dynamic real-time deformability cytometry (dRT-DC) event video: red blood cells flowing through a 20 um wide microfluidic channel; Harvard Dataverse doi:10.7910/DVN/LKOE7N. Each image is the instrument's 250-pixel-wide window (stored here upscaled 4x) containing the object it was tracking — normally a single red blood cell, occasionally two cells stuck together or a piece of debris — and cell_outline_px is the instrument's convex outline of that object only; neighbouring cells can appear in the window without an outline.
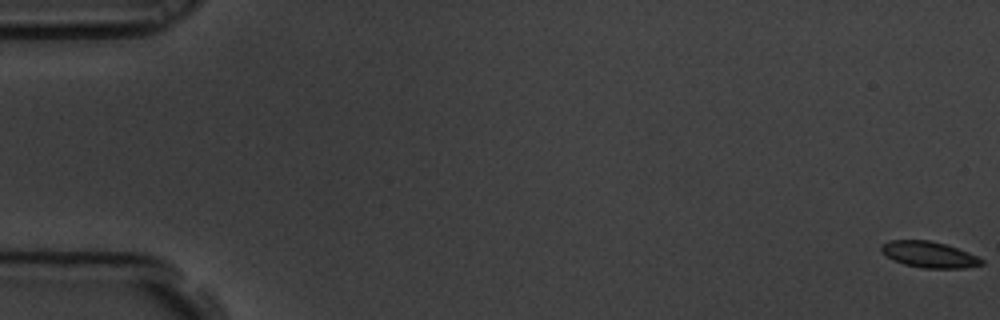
{"species": "common noctule bat (a hibernating species)", "species_latin": "Nyctalus noctula", "temperature_condition": "room temperature", "stored_images_in_passage": 62, "camera_frame_rate_fps": 3000, "um_per_image_px": 0.085, "animal": {"sex": "male", "body_mass_g": 19.5, "forearm_length_mm": 54.6}, "frame": {"image": 1, "passage_image": 1, "time_ms": 0.0, "image_size_px": [1000, 320], "cell_outline_px": [[984, 264], [964, 268], [924, 268], [904, 264], [888, 256], [880, 248], [880, 244], [888, 240], [928, 240], [944, 244], [968, 252], [984, 260]], "centroid_in_image_um": [78.98, 21.63], "position_along_channel_um": 6.0, "area_um2": 15.03}}
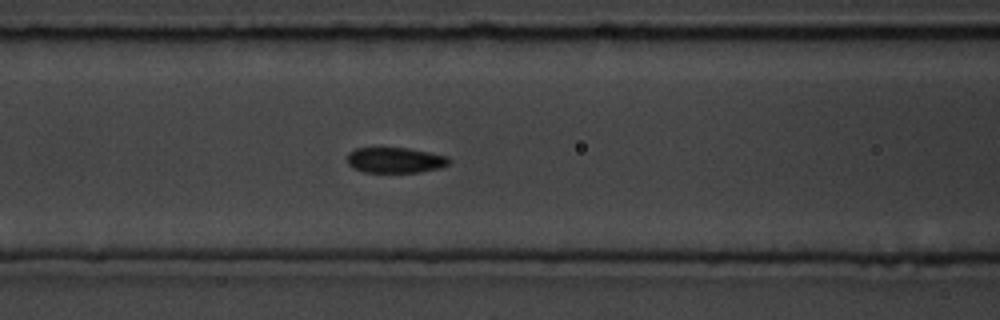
{"frame": {"image": 2, "passage_image": 26, "time_ms": 8.333, "image_size_px": [1000, 320], "cell_outline_px": [[452, 160], [448, 164], [440, 168], [420, 172], [364, 172], [352, 168], [348, 164], [348, 152], [356, 148], [408, 148], [448, 156]], "centroid_in_image_um": [33.6, 13.61], "position_along_channel_um": 133.0, "area_um2": 15.2}}
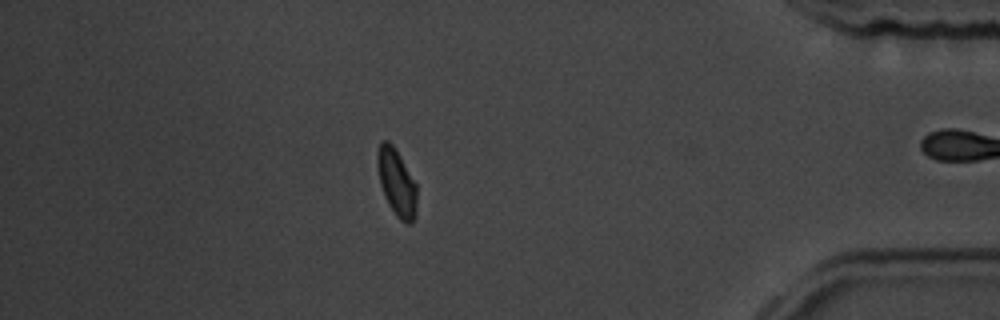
{"frame": {"image": 3, "passage_image": 53, "time_ms": 17.333, "image_size_px": [1000, 320], "cell_outline_px": [[416, 216], [412, 224], [408, 224], [400, 220], [396, 216], [388, 204], [384, 196], [380, 184], [376, 164], [376, 152], [380, 144], [384, 140], [388, 140], [396, 148], [416, 184]], "centroid_in_image_um": [33.7, 15.51], "position_along_channel_um": 401.5, "area_um2": 15.66}, "authors_computed_cell_mechanics": {"area_um2": 15.4904, "velocity_mm_per_s": 3.4329, "shape_relaxation_time_tau1_ms": 2.5378, "shape_relaxation_time_tau2_ms": 2.199, "deformation_change_tau1": 0.0803, "deformation_change_tau2": 0.0303}}